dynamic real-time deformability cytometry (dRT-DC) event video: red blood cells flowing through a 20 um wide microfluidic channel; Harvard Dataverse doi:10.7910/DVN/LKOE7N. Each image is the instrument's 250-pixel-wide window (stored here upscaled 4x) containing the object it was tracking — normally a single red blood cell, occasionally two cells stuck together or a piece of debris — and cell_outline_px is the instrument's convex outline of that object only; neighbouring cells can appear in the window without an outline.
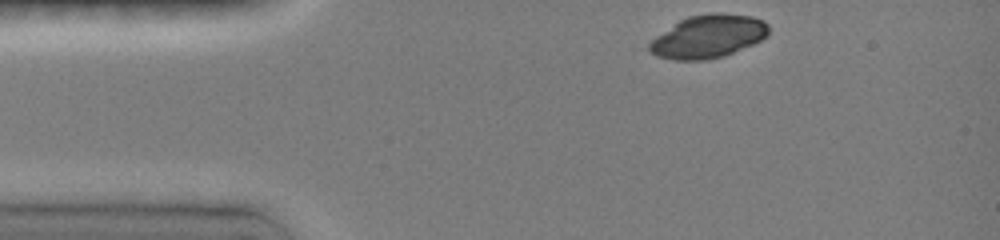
{"species": "common noctule bat (a hibernating species)", "species_latin": "Nyctalus noctula", "temperature_condition": "room temperature", "stored_images_in_passage": 36, "camera_frame_rate_fps": 3000, "um_per_image_px": 0.085, "animal": {"sex": "female", "body_mass_g": 19.0, "forearm_length_mm": 51.5}, "frame": {"image": 1, "passage_image": 1, "time_ms": 0.0, "image_size_px": [1000, 240], "cell_outline_px": [[768, 32], [760, 40], [752, 44], [724, 56], [704, 60], [676, 60], [660, 56], [652, 52], [648, 48], [648, 44], [656, 36], [680, 20], [688, 16], [708, 12], [720, 12], [752, 16], [764, 20], [768, 24]], "centroid_in_image_um": [60.21, 3.08], "position_along_channel_um": 24.8, "area_um2": 29.71}}